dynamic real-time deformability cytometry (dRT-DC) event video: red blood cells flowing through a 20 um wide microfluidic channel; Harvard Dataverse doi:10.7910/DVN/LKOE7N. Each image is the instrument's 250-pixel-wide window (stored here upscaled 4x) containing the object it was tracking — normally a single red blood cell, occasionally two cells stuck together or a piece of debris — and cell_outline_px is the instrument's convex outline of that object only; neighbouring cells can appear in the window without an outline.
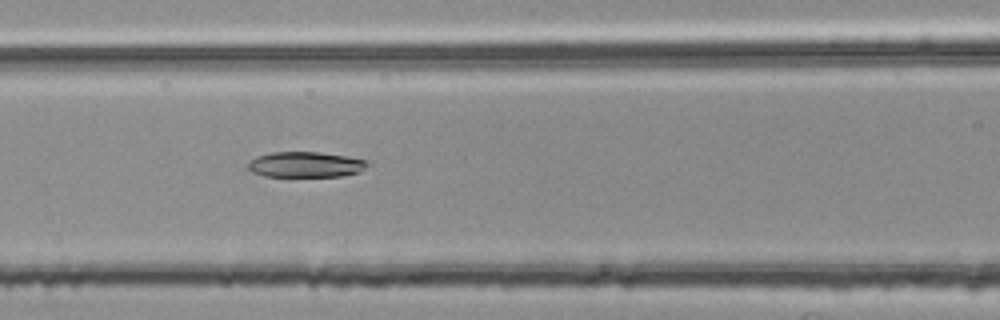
{"species": "common noctule bat (a hibernating species)", "species_latin": "Nyctalus noctula", "temperature_condition": "room temperature", "stored_images_in_passage": 55, "segment_of_instrument_passage": [2, 2], "camera_frame_rate_fps": 3000, "um_per_image_px": 0.085, "animal": {"sex": "female", "body_mass_g": 25.1}, "frame": {"image": 1, "passage_image": 24, "time_ms": 7.667, "image_size_px": [1000, 320], "cell_outline_px": [[372, 164], [356, 172], [340, 176], [264, 176], [252, 172], [248, 168], [248, 164], [256, 156], [272, 152], [320, 152], [368, 160]], "centroid_in_image_um": [25.97, 13.98], "position_along_channel_um": 140.6, "area_um2": 17.63}}
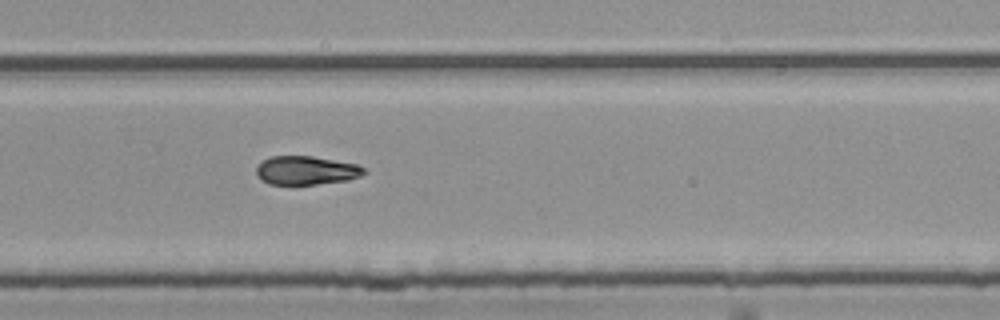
{"frame": {"image": 2, "passage_image": 37, "time_ms": 12.0, "image_size_px": [1000, 320], "cell_outline_px": [[368, 172], [360, 176], [348, 180], [316, 184], [268, 184], [260, 180], [256, 176], [256, 168], [268, 156], [312, 156], [356, 164], [364, 168]], "centroid_in_image_um": [26.01, 14.49], "position_along_channel_um": 303.8, "area_um2": 18.03}}
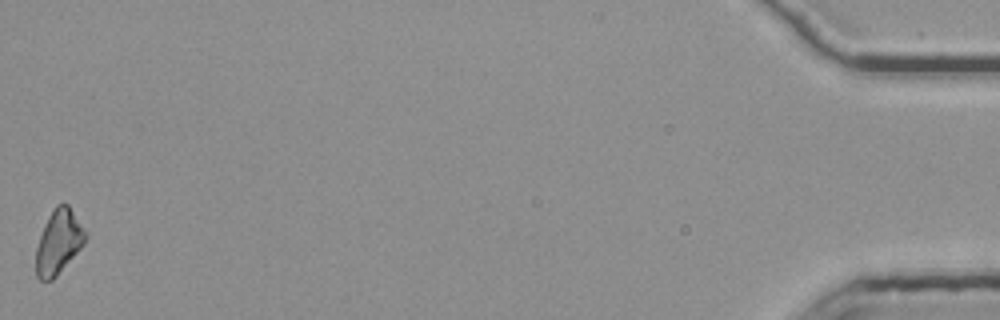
{"frame": {"image": 3, "passage_image": 55, "time_ms": 18.0, "image_size_px": [1000, 320], "cell_outline_px": [[88, 236], [84, 244], [56, 276], [52, 280], [40, 280], [36, 276], [36, 248], [44, 224], [48, 216], [56, 204], [68, 204], [84, 228]], "centroid_in_image_um": [4.98, 20.55], "position_along_channel_um": 430.2, "area_um2": 18.38}}